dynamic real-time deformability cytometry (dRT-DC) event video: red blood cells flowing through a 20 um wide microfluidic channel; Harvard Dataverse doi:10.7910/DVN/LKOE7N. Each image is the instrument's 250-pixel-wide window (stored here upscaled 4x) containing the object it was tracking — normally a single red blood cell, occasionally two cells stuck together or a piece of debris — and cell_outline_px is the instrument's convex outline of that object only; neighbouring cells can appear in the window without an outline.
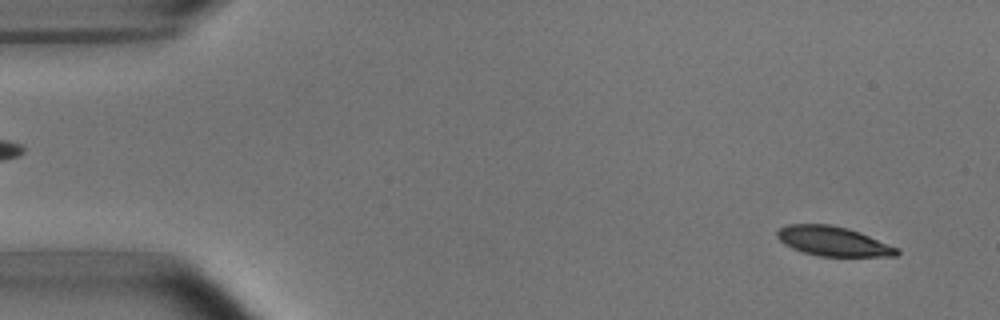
{"species": "common noctule bat (a hibernating species)", "species_latin": "Nyctalus noctula", "temperature_condition": "room temperature", "stored_images_in_passage": 8, "camera_frame_rate_fps": 3000, "um_per_image_px": 0.085, "animal": {"sex": "male", "body_mass_g": 15.6}, "frame": {"image": 1, "passage_image": 1, "time_ms": 0.0, "image_size_px": [1000, 320], "cell_outline_px": [[900, 252], [896, 256], [820, 256], [804, 252], [792, 248], [784, 244], [776, 236], [776, 232], [780, 228], [788, 224], [832, 224], [848, 228], [860, 232], [900, 248]], "centroid_in_image_um": [70.84, 20.5], "position_along_channel_um": 14.2, "area_um2": 20.69}}
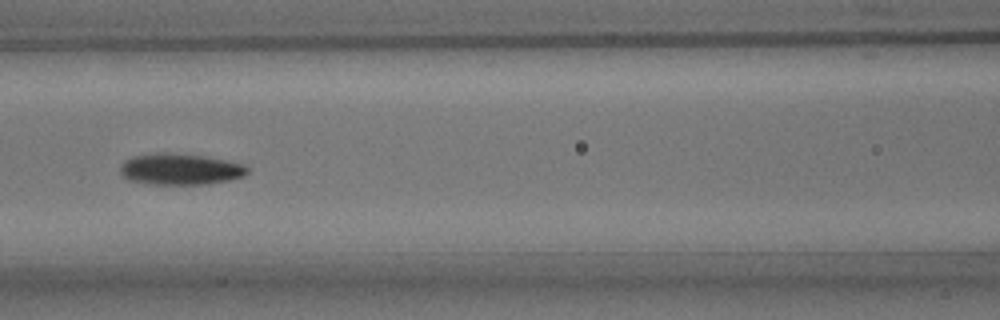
{"frame": {"image": 2, "passage_image": 6, "time_ms": 6.667, "image_size_px": [1000, 320], "cell_outline_px": [[248, 172], [244, 176], [228, 180], [208, 184], [152, 184], [128, 180], [120, 172], [120, 164], [124, 160], [132, 156], [160, 152], [168, 152], [204, 156], [244, 164], [248, 168]], "centroid_in_image_um": [15.29, 14.37], "position_along_channel_um": 151.3, "area_um2": 23.24}}
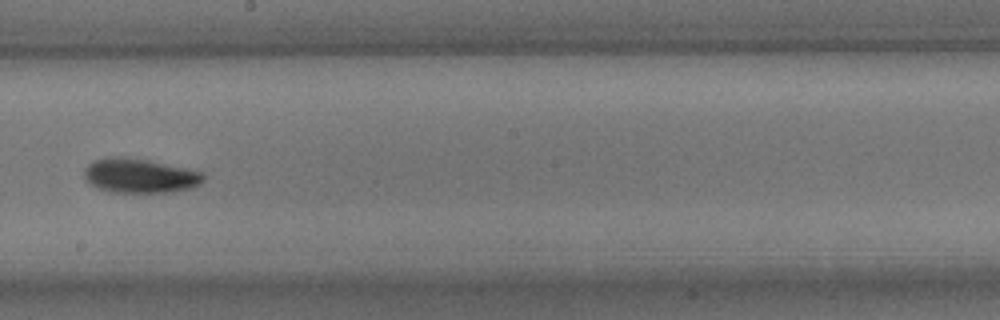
{"frame": {"image": 3, "passage_image": 8, "time_ms": 9.0, "image_size_px": [1000, 320], "cell_outline_px": [[204, 180], [200, 184], [192, 188], [172, 192], [112, 192], [96, 188], [84, 180], [84, 172], [88, 164], [96, 160], [148, 160], [204, 172]], "centroid_in_image_um": [11.95, 15.0], "position_along_channel_um": 236.3, "area_um2": 23.12}}